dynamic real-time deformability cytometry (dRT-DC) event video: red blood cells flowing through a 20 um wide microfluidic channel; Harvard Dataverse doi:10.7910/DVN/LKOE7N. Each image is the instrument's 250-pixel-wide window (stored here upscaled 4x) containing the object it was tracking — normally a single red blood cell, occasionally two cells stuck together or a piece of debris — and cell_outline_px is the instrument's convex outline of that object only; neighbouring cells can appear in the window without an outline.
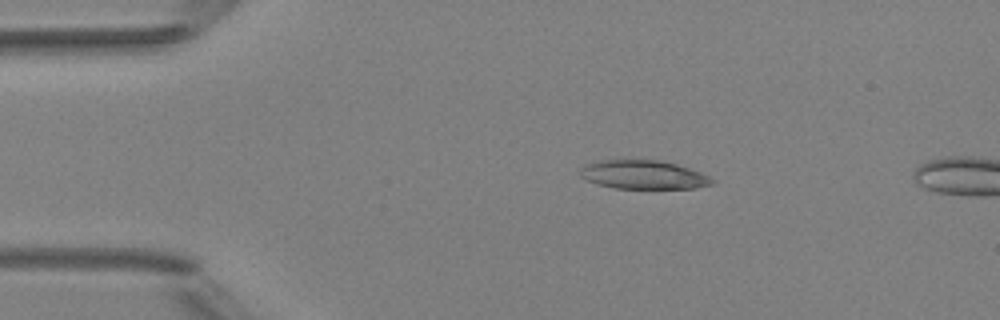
{"species": "Egyptian fruit bat (a non-hibernating species)", "species_latin": "Rousettus aegyptiacus", "temperature_condition": "room temperature", "stored_images_in_passage": 3, "camera_frame_rate_fps": 3000, "um_per_image_px": 0.085, "animal": {"sex": "female"}, "frame": {"image": 1, "passage_image": 2, "time_ms": 1.333, "image_size_px": [1000, 320], "cell_outline_px": [[716, 180], [712, 184], [692, 188], [616, 188], [600, 184], [588, 180], [580, 176], [580, 172], [584, 164], [600, 160], [656, 160], [676, 164], [700, 172]], "centroid_in_image_um": [54.69, 14.84], "position_along_channel_um": 30.3, "area_um2": 21.73}}